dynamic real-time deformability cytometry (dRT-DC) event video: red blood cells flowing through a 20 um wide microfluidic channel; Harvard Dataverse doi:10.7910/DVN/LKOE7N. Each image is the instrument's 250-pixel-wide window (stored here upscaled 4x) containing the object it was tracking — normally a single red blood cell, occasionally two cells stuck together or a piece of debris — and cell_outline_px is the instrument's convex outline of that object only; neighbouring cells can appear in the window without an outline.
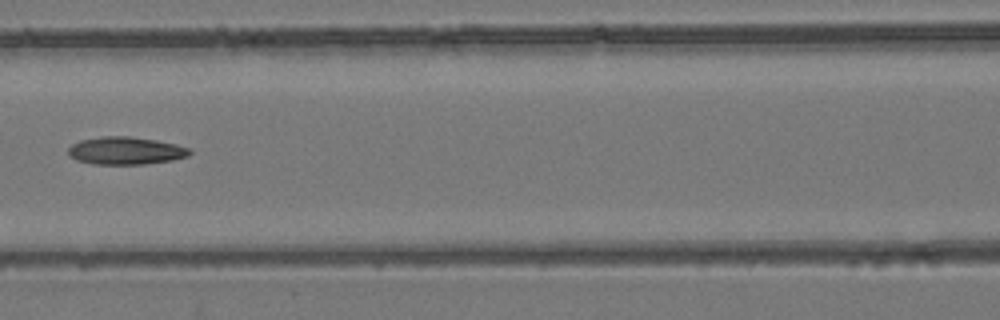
{"species": "common noctule bat (a hibernating species)", "species_latin": "Nyctalus noctula", "temperature_condition": "room temperature", "stored_images_in_passage": 8, "camera_frame_rate_fps": 3000, "um_per_image_px": 0.085, "animal": {"sex": "female", "body_mass_g": 24.6, "forearm_length_mm": 56.2}, "frame": {"image": 1, "passage_image": 8, "time_ms": 8.0, "image_size_px": [1000, 320], "cell_outline_px": [[192, 152], [188, 156], [172, 160], [144, 164], [92, 164], [76, 160], [68, 156], [68, 148], [72, 144], [80, 140], [100, 136], [132, 136], [156, 140], [176, 144], [188, 148]], "centroid_in_image_um": [10.65, 12.8], "position_along_channel_um": 156.0, "area_um2": 19.71}}